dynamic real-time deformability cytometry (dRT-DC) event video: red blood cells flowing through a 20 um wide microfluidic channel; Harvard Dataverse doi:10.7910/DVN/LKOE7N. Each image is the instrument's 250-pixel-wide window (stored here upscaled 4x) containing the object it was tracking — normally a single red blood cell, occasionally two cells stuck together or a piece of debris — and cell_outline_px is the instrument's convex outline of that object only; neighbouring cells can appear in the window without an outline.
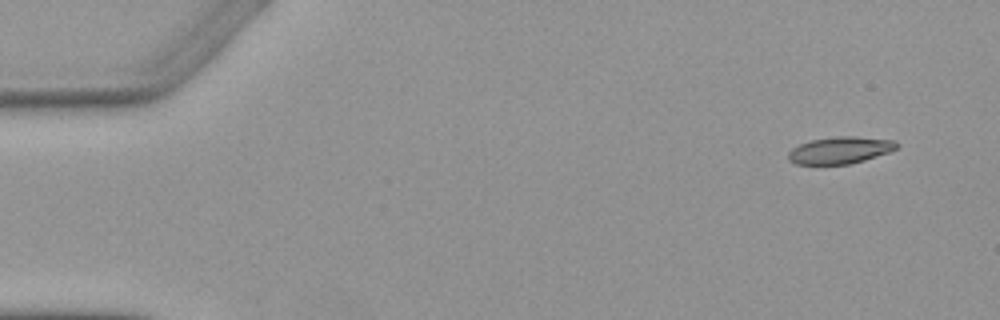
{"species": "Egyptian fruit bat (a non-hibernating species)", "species_latin": "Rousettus aegyptiacus", "temperature_condition": "warm", "stored_images_in_passage": 9, "camera_frame_rate_fps": 3000, "um_per_image_px": 0.085, "animal": {"sex": "female"}, "frame": {"image": 1, "passage_image": 1, "time_ms": 0.0, "image_size_px": [1000, 320], "cell_outline_px": [[900, 144], [896, 148], [888, 152], [864, 160], [848, 164], [796, 164], [788, 160], [788, 152], [792, 148], [800, 144], [812, 140], [836, 136], [852, 136], [896, 140]], "centroid_in_image_um": [71.41, 12.76], "position_along_channel_um": 13.6, "area_um2": 16.94}}
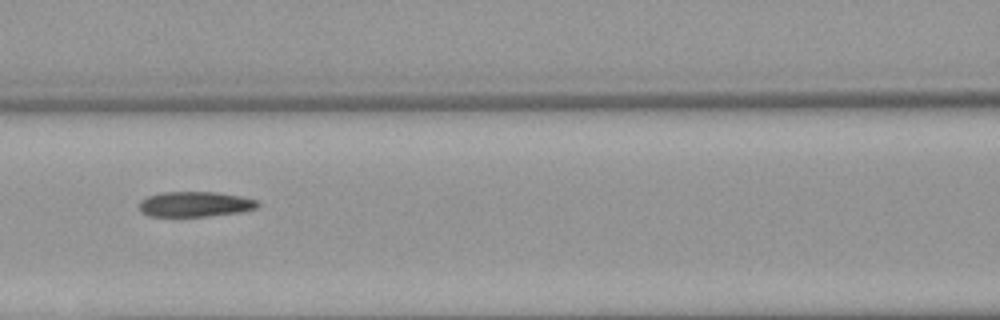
{"frame": {"image": 2, "passage_image": 6, "time_ms": 6.667, "image_size_px": [1000, 320], "cell_outline_px": [[260, 204], [256, 208], [240, 212], [208, 216], [148, 216], [140, 212], [140, 200], [148, 196], [164, 192], [216, 192], [240, 196], [256, 200]], "centroid_in_image_um": [16.56, 17.36], "position_along_channel_um": 150.0, "area_um2": 17.34}}
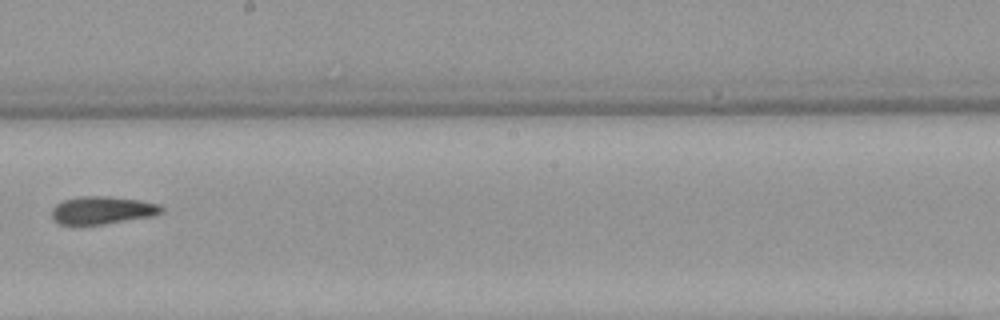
{"frame": {"image": 3, "passage_image": 8, "time_ms": 9.0, "image_size_px": [1000, 320], "cell_outline_px": [[164, 212], [152, 216], [80, 228], [60, 224], [52, 220], [52, 208], [56, 204], [64, 200], [80, 196], [108, 196], [140, 200], [160, 204], [164, 208]], "centroid_in_image_um": [8.65, 17.91], "position_along_channel_um": 239.5, "area_um2": 18.44}}